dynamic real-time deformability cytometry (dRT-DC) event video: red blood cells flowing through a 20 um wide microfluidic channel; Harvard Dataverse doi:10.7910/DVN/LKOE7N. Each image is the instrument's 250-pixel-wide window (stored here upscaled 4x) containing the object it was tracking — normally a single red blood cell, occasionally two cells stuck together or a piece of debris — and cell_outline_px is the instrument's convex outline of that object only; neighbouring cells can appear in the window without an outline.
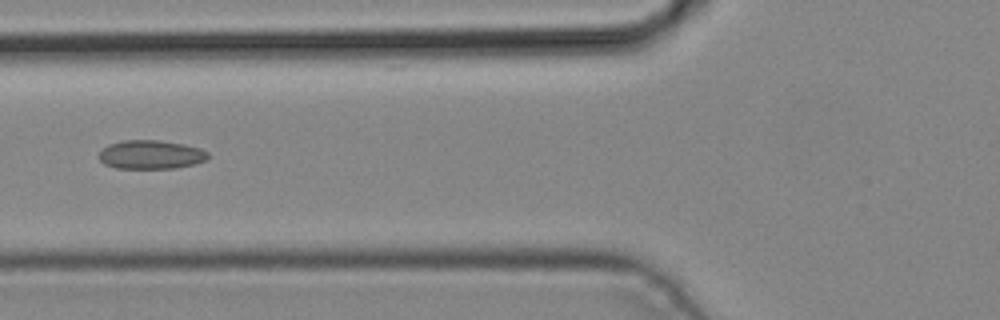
{"species": "common noctule bat (a hibernating species)", "species_latin": "Nyctalus noctula", "temperature_condition": "cold", "stored_images_in_passage": 5, "camera_frame_rate_fps": 3000, "um_per_image_px": 0.085, "animal": {"sex": "male", "body_mass_g": 19.2, "forearm_length_mm": 51.8}, "frame": {"image": 1, "passage_image": 5, "time_ms": 1.333, "image_size_px": [1000, 320], "cell_outline_px": [[208, 156], [204, 160], [192, 164], [176, 168], [116, 168], [104, 164], [100, 160], [100, 152], [108, 144], [124, 140], [160, 140], [184, 144], [200, 148], [208, 152]], "centroid_in_image_um": [12.81, 13.13], "position_along_channel_um": 113.0, "area_um2": 18.15}}